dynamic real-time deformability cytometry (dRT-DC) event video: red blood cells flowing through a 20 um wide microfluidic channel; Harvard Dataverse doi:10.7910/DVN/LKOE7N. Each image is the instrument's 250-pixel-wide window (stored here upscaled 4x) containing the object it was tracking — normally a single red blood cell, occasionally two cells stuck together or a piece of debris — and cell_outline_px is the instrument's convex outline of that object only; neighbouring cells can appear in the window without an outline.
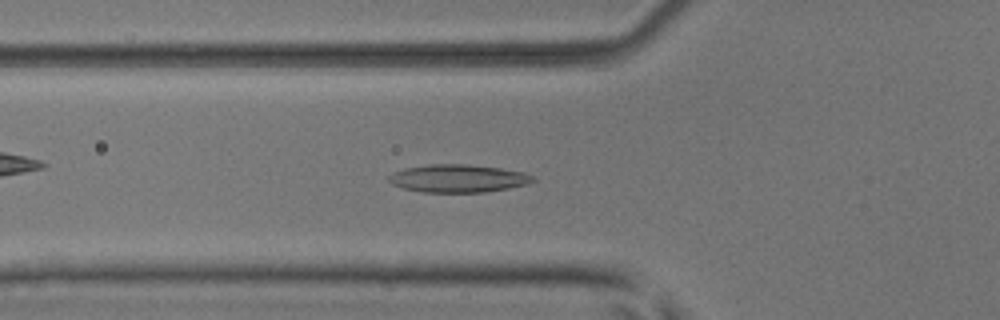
{"species": "common noctule bat (a hibernating species)", "species_latin": "Nyctalus noctula", "temperature_condition": "room temperature", "stored_images_in_passage": 51, "camera_frame_rate_fps": 3000, "um_per_image_px": 0.085, "animal": {"sex": "male", "body_mass_g": 17.9, "forearm_length_mm": 54.2}, "frame": {"image": 1, "passage_image": 18, "time_ms": 5.667, "image_size_px": [1000, 320], "cell_outline_px": [[536, 180], [528, 184], [508, 188], [484, 192], [424, 192], [404, 188], [392, 184], [388, 180], [388, 176], [392, 172], [404, 168], [428, 164], [468, 164], [500, 168], [524, 172], [532, 176]], "centroid_in_image_um": [38.92, 15.16], "position_along_channel_um": 86.9, "area_um2": 23.41}}
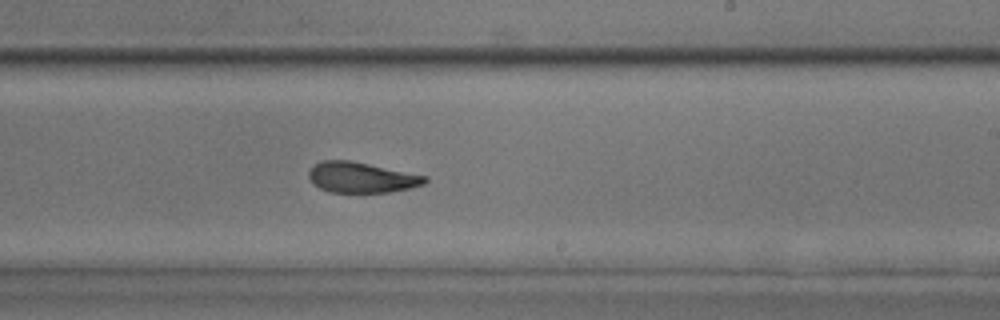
{"frame": {"image": 2, "passage_image": 31, "time_ms": 10.0, "image_size_px": [1000, 320], "cell_outline_px": [[428, 180], [424, 184], [408, 188], [388, 192], [328, 192], [312, 184], [308, 176], [308, 172], [320, 160], [352, 160], [428, 176]], "centroid_in_image_um": [30.71, 15.07], "position_along_channel_um": 258.3, "area_um2": 20.75}}
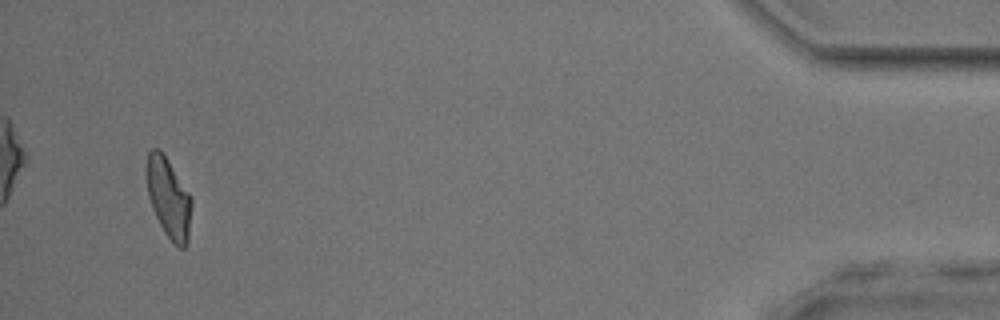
{"frame": {"image": 3, "passage_image": 49, "time_ms": 16.0, "image_size_px": [1000, 320], "cell_outline_px": [[192, 204], [188, 240], [184, 248], [180, 248], [164, 232], [152, 208], [148, 196], [144, 168], [148, 152], [152, 148], [160, 148], [192, 196]], "centroid_in_image_um": [14.31, 16.75], "position_along_channel_um": 420.9, "area_um2": 21.27}, "authors_computed_cell_mechanics": {"area_um2": 21.7906, "velocity_mm_per_s": 3.9603, "shape_relaxation_time_tau1_ms": 5.1777, "shape_relaxation_time_tau2_ms": 2.2911, "deformation_change_tau1": 0.1522, "deformation_change_tau2": 0.0941}}